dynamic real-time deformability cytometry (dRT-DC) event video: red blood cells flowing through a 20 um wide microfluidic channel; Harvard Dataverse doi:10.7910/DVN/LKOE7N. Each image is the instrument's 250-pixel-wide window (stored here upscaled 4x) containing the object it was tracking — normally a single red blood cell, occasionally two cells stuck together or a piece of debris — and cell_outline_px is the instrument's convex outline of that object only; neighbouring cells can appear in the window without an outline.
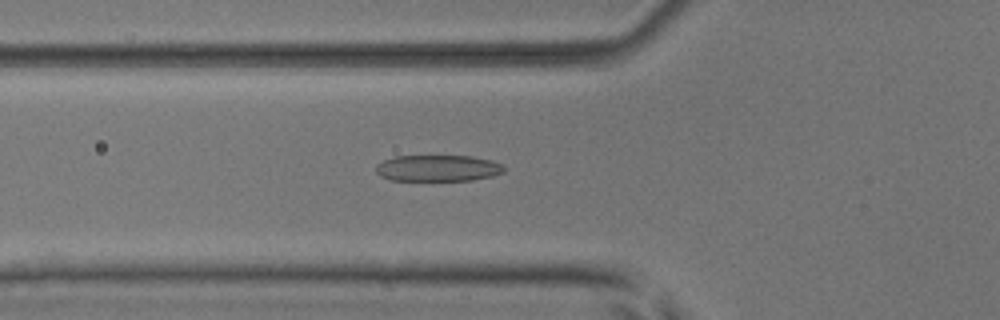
{"species": "common noctule bat (a hibernating species)", "species_latin": "Nyctalus noctula", "temperature_condition": "room temperature", "stored_images_in_passage": 37, "camera_frame_rate_fps": 3000, "um_per_image_px": 0.085, "animal": {"sex": "male", "body_mass_g": 17.9, "forearm_length_mm": 54.2}, "frame": {"image": 1, "passage_image": 10, "time_ms": 3.0, "image_size_px": [1000, 320], "cell_outline_px": [[504, 172], [492, 176], [472, 180], [392, 180], [380, 176], [376, 172], [376, 164], [384, 160], [396, 156], [472, 156], [492, 160], [500, 164], [504, 168]], "centroid_in_image_um": [37.21, 14.29], "position_along_channel_um": 88.6, "area_um2": 19.59}}
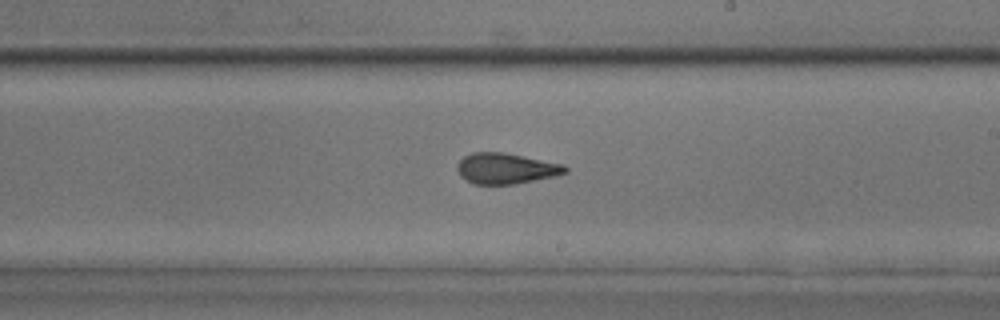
{"frame": {"image": 2, "passage_image": 22, "time_ms": 7.0, "image_size_px": [1000, 320], "cell_outline_px": [[568, 172], [556, 176], [516, 184], [476, 184], [460, 176], [456, 168], [456, 164], [464, 156], [472, 152], [504, 152], [564, 164], [568, 168]], "centroid_in_image_um": [43.02, 14.31], "position_along_channel_um": 246.0, "area_um2": 19.48}}
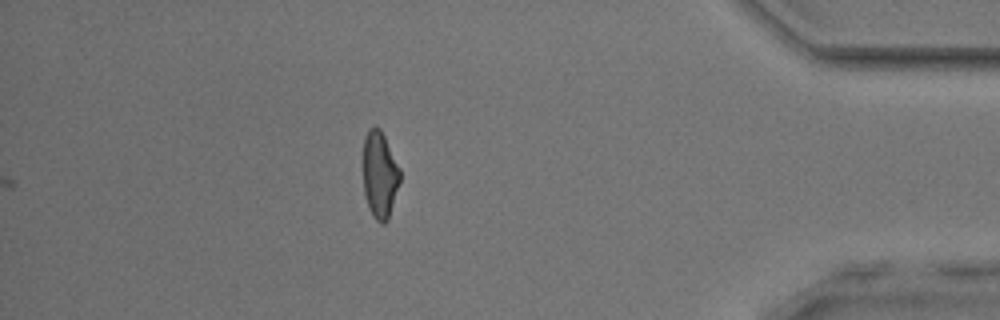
{"frame": {"image": 3, "passage_image": 37, "time_ms": 12.0, "image_size_px": [1000, 320], "cell_outline_px": [[400, 180], [388, 220], [384, 224], [380, 224], [372, 216], [368, 208], [364, 192], [364, 136], [368, 128], [380, 128], [400, 168]], "centroid_in_image_um": [32.28, 14.89], "position_along_channel_um": 402.9, "area_um2": 18.55}, "authors_computed_cell_mechanics": {"area_um2": 19.5942, "velocity_mm_per_s": 3.9392, "shape_relaxation_time_tau1_ms": 4.6115, "shape_relaxation_time_tau2_ms": 2.2027, "deformation_change_tau1": 0.1686, "deformation_change_tau2": 0.0966}}